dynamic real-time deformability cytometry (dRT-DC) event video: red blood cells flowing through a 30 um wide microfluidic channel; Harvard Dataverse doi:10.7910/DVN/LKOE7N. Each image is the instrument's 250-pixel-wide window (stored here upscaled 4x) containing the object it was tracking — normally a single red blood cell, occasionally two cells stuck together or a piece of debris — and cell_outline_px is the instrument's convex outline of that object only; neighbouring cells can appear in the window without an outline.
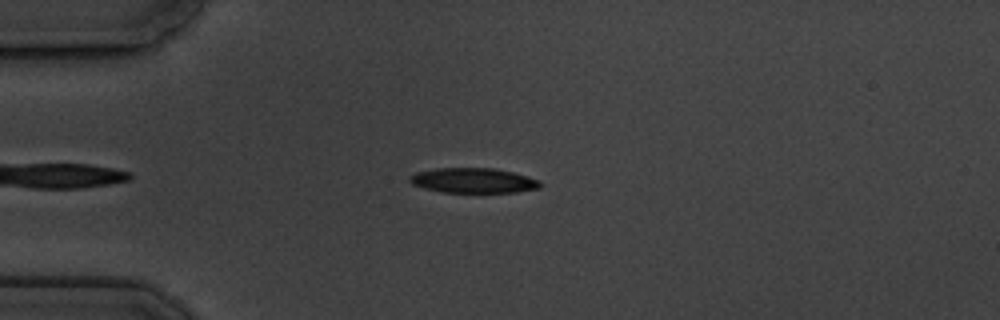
{"species": "common noctule bat (a hibernating species)", "species_latin": "Nyctalus noctula", "temperature_condition": "cold", "stored_images_in_passage": 9, "camera_frame_rate_fps": 3000, "um_per_image_px": 0.085, "animal": {"sex": "male", "body_mass_g": 19.5, "forearm_length_mm": 54.6}, "frame": {"image": 1, "passage_image": 4, "time_ms": 3.333, "image_size_px": [1000, 320], "cell_outline_px": [[544, 184], [540, 188], [516, 192], [440, 192], [424, 188], [412, 184], [408, 180], [408, 176], [416, 172], [436, 168], [492, 168], [512, 172], [528, 176], [540, 180]], "centroid_in_image_um": [40.24, 15.34], "position_along_channel_um": 44.8, "area_um2": 19.13}}